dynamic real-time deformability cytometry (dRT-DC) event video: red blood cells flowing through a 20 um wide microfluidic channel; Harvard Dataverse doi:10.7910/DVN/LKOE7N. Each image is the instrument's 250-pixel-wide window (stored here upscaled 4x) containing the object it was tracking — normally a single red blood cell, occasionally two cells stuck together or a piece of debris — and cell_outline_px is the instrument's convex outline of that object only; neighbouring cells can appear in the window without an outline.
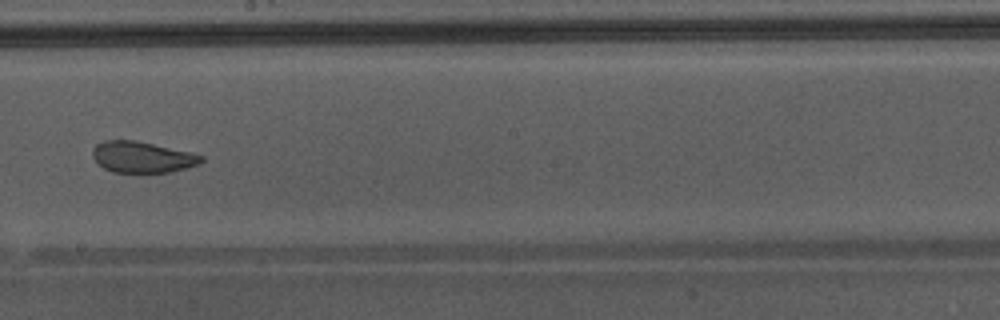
{"species": "Egyptian fruit bat (a non-hibernating species)", "species_latin": "Rousettus aegyptiacus", "temperature_condition": "warm", "stored_images_in_passage": 34, "camera_frame_rate_fps": 3000, "um_per_image_px": 0.085, "animal": {"sex": "male"}, "frame": {"image": 1, "passage_image": 15, "time_ms": 4.667, "image_size_px": [1000, 320], "cell_outline_px": [[204, 160], [200, 164], [168, 172], [112, 172], [104, 168], [92, 156], [92, 148], [96, 144], [104, 140], [136, 140], [192, 152], [204, 156]], "centroid_in_image_um": [12.1, 13.34], "position_along_channel_um": 236.1, "area_um2": 19.77}, "authors_computed_cell_mechanics": {"area_um2": 22.1663, "velocity_mm_per_s": 4.3581, "shape_relaxation_time_tau1_ms": null, "shape_relaxation_time_tau2_ms": 0.8266, "deformation_change_tau1": null, "deformation_change_tau2": 0.0606}}